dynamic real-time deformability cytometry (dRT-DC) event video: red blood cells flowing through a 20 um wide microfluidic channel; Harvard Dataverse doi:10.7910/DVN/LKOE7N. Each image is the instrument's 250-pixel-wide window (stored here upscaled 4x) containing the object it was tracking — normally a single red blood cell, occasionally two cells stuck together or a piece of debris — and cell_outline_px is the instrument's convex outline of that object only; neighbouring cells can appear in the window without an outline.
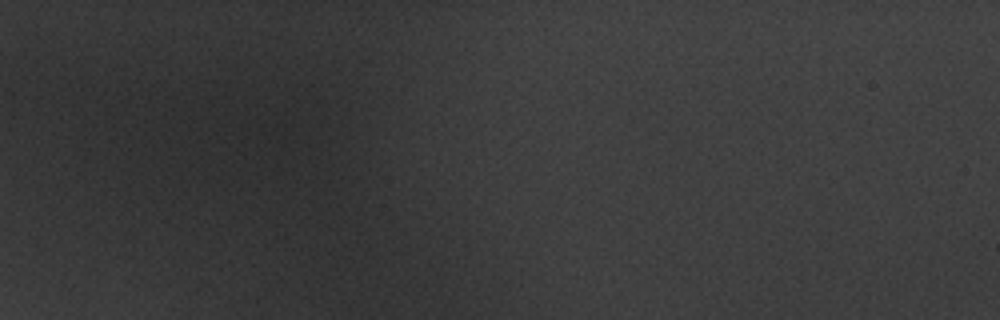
{"species": "common noctule bat (a hibernating species)", "species_latin": "Nyctalus noctula", "temperature_condition": "warm", "stored_images_in_passage": 3, "camera_frame_rate_fps": 3000, "um_per_image_px": 0.085, "animal": {"sex": "male", "body_mass_g": 20.1, "forearm_length_mm": 53.5}, "frame": {"image": 1, "passage_image": 1, "time_ms": 0.0, "image_size_px": [1000, 320], "cell_outline_px": [[316, 156], [284, 168], [268, 140], [268, 128], [276, 124], [300, 124], [316, 136]], "centroid_in_image_um": [24.83, 12.18], "position_along_channel_um": 60.2, "area_um2": 11.44}}